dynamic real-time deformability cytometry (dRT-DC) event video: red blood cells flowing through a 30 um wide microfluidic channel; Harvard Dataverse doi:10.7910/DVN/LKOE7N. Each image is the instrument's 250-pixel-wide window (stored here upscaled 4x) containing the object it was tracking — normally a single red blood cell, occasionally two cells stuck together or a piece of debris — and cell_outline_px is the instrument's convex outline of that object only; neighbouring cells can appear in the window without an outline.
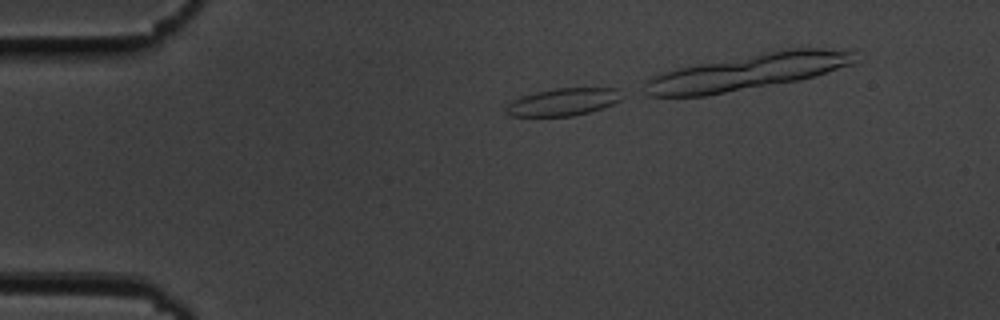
{"species": "common noctule bat (a hibernating species)", "species_latin": "Nyctalus noctula", "temperature_condition": "cold", "stored_images_in_passage": 18, "camera_frame_rate_fps": 3000, "um_per_image_px": 0.085, "animal": {"sex": "male", "body_mass_g": 19.5, "forearm_length_mm": 54.6}, "frame": {"image": 1, "passage_image": 6, "time_ms": 1.667, "image_size_px": [1000, 320], "cell_outline_px": [[624, 96], [620, 100], [612, 104], [588, 112], [572, 116], [508, 116], [504, 112], [504, 108], [512, 100], [536, 92], [556, 88], [616, 88]], "centroid_in_image_um": [47.83, 8.67], "position_along_channel_um": 37.2, "area_um2": 18.44}}
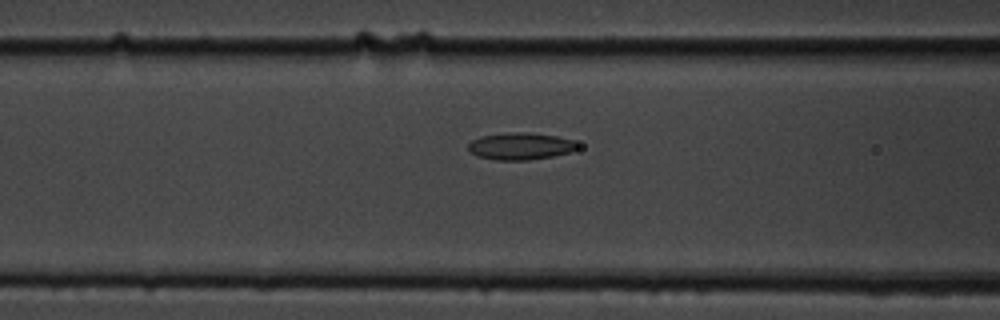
{"frame": {"image": 2, "passage_image": 16, "time_ms": 5.0, "image_size_px": [1000, 320], "cell_outline_px": [[580, 148], [572, 152], [552, 156], [528, 160], [496, 160], [476, 156], [468, 152], [468, 144], [472, 140], [480, 136], [508, 132], [528, 132], [556, 136], [572, 140], [580, 144]], "centroid_in_image_um": [44.24, 12.42], "position_along_channel_um": 122.4, "area_um2": 17.51}}